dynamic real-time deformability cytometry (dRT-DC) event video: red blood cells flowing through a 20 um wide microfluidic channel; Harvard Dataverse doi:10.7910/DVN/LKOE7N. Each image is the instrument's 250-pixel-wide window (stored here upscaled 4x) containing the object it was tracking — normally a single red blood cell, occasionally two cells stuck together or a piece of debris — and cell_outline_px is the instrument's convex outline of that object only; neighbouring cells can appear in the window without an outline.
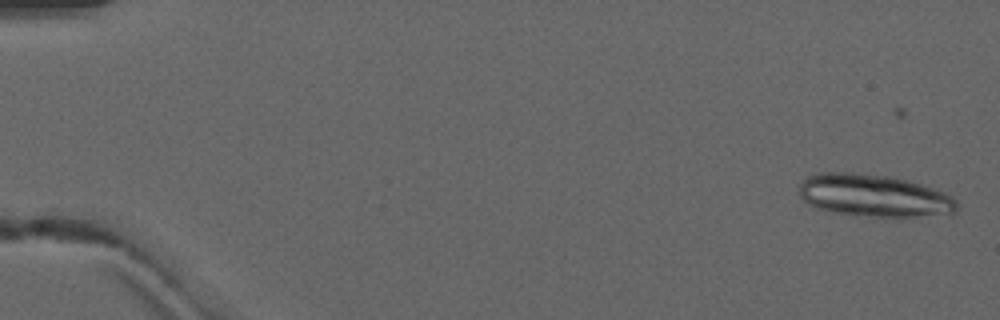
{"species": "common noctule bat (a hibernating species)", "species_latin": "Nyctalus noctula", "temperature_condition": "warm", "stored_images_in_passage": 7, "camera_frame_rate_fps": 3000, "um_per_image_px": 0.085, "animal": {"sex": "male", "forearm_length_mm": 52.5}, "frame": {"image": 1, "passage_image": 3, "time_ms": 2.333, "image_size_px": [1000, 320], "cell_outline_px": [[956, 212], [916, 216], [872, 216], [832, 212], [816, 208], [808, 204], [800, 196], [800, 184], [808, 176], [820, 172], [852, 172], [888, 176], [908, 180], [944, 192], [952, 196], [956, 200]], "centroid_in_image_um": [74.24, 16.61], "position_along_channel_um": 10.8, "area_um2": 38.55}}